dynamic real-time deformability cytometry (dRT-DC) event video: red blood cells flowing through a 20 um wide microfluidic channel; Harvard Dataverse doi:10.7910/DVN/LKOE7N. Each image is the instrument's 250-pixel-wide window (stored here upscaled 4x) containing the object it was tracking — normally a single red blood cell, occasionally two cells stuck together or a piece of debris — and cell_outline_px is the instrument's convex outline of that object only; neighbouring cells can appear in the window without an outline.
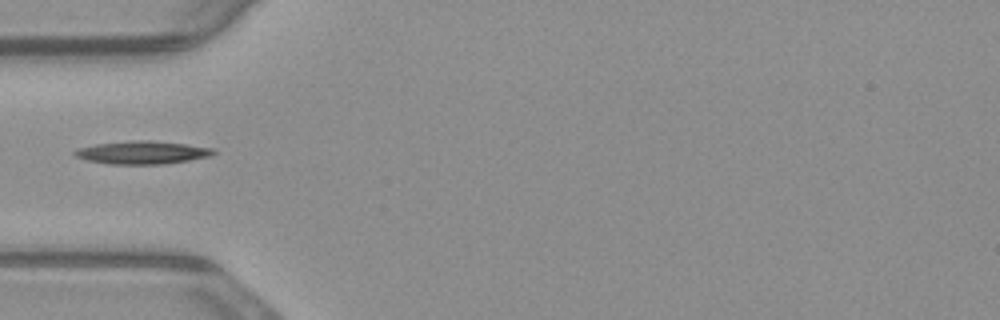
{"species": "common noctule bat (a hibernating species)", "species_latin": "Nyctalus noctula", "temperature_condition": "warm", "stored_images_in_passage": 36, "camera_frame_rate_fps": 3000, "um_per_image_px": 0.085, "animal": {"sex": "male", "body_mass_g": 23.1, "forearm_length_mm": 52.7}, "frame": {"image": 1, "passage_image": 1, "time_ms": 0.0, "image_size_px": [1000, 320], "cell_outline_px": [[208, 152], [196, 156], [176, 160], [100, 160], [88, 156], [84, 152], [120, 144], [172, 144], [192, 148]], "centroid_in_image_um": [12.26, 12.95], "position_along_channel_um": 72.7, "area_um2": 11.16}}
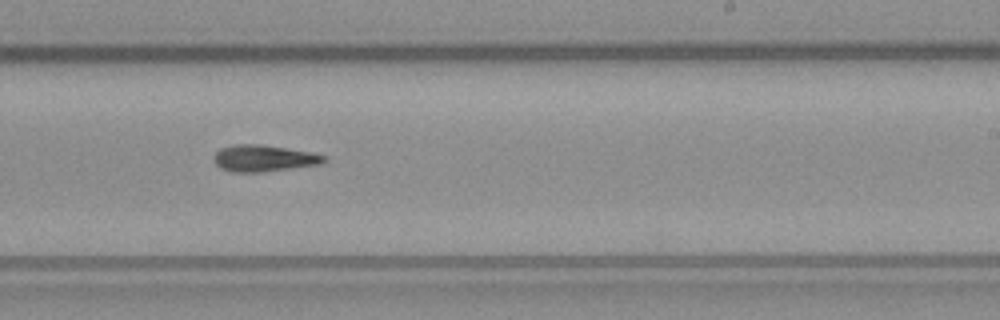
{"frame": {"image": 2, "passage_image": 16, "time_ms": 5.0, "image_size_px": [1000, 320], "cell_outline_px": [[316, 160], [296, 164], [264, 168], [232, 168], [224, 164], [220, 160], [220, 156], [224, 152], [240, 148], [272, 148], [296, 152], [316, 156]], "centroid_in_image_um": [22.36, 13.43], "position_along_channel_um": 266.6, "area_um2": 10.64}}
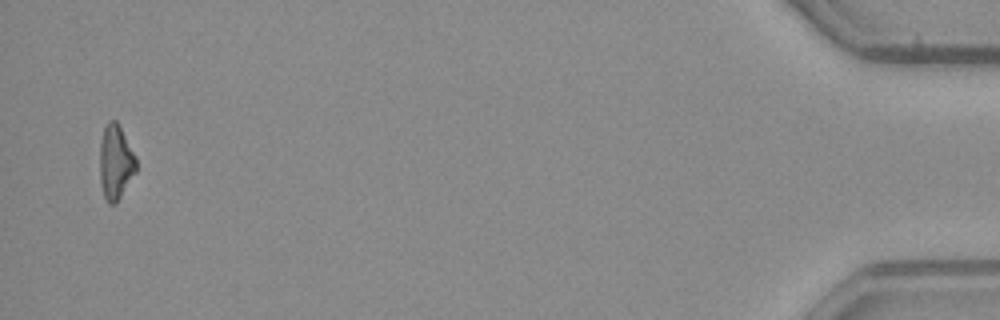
{"frame": {"image": 3, "passage_image": 36, "time_ms": 11.667, "image_size_px": [1000, 320], "cell_outline_px": [[136, 168], [116, 200], [112, 200], [104, 188], [104, 180], [112, 132], [116, 124], [136, 160]], "centroid_in_image_um": [10.07, 14.03], "position_along_channel_um": 425.1, "area_um2": 10.35}}